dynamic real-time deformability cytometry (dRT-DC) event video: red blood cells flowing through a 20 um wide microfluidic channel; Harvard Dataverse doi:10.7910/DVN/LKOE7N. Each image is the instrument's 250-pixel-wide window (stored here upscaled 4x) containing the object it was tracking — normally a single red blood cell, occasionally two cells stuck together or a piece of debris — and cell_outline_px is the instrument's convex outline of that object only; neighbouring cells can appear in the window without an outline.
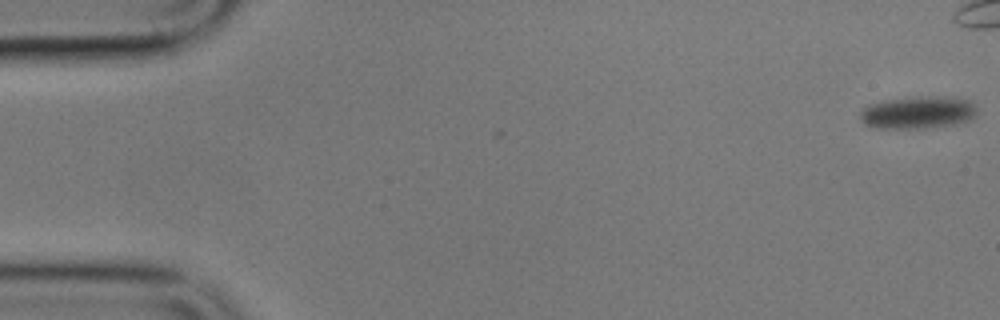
{"species": "common noctule bat (a hibernating species)", "species_latin": "Nyctalus noctula", "temperature_condition": "cold", "stored_images_in_passage": 2, "camera_frame_rate_fps": 3000, "um_per_image_px": 0.085, "animal": {"sex": "male", "body_mass_g": 17.9}, "frame": {"image": 1, "passage_image": 2, "time_ms": 1.0, "image_size_px": [1000, 320], "cell_outline_px": [[976, 116], [968, 120], [952, 124], [924, 128], [876, 128], [864, 124], [860, 120], [860, 112], [868, 104], [884, 100], [920, 96], [952, 96], [968, 100], [976, 108]], "centroid_in_image_um": [77.99, 9.54], "position_along_channel_um": 7.0, "area_um2": 22.2}}